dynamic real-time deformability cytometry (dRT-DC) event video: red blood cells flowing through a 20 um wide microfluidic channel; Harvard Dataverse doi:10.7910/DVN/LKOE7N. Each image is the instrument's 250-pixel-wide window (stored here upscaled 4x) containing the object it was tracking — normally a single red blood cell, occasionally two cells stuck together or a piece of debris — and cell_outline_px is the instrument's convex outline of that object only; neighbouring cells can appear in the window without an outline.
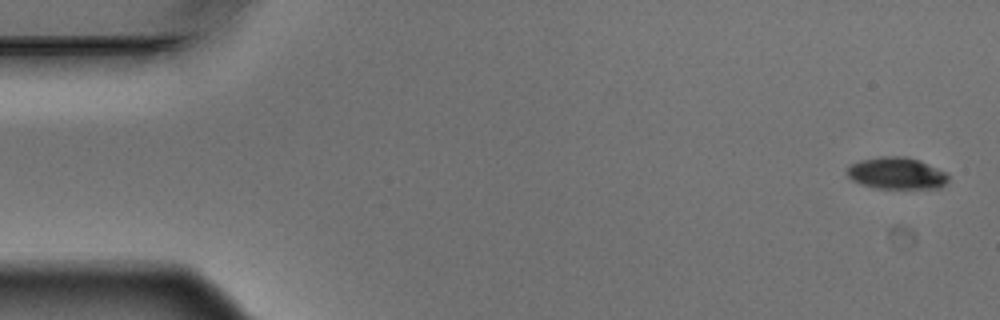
{"species": "Egyptian fruit bat (a non-hibernating species)", "species_latin": "Rousettus aegyptiacus", "temperature_condition": "warm", "stored_images_in_passage": 5, "camera_frame_rate_fps": 3000, "um_per_image_px": 0.085, "animal": {"sex": "male"}, "frame": {"image": 1, "passage_image": 1, "time_ms": 0.0, "image_size_px": [1000, 320], "cell_outline_px": [[948, 180], [940, 188], [876, 188], [852, 180], [848, 176], [848, 168], [852, 164], [860, 160], [880, 156], [904, 156], [920, 160], [948, 172]], "centroid_in_image_um": [76.26, 14.71], "position_along_channel_um": 8.7, "area_um2": 18.73}}
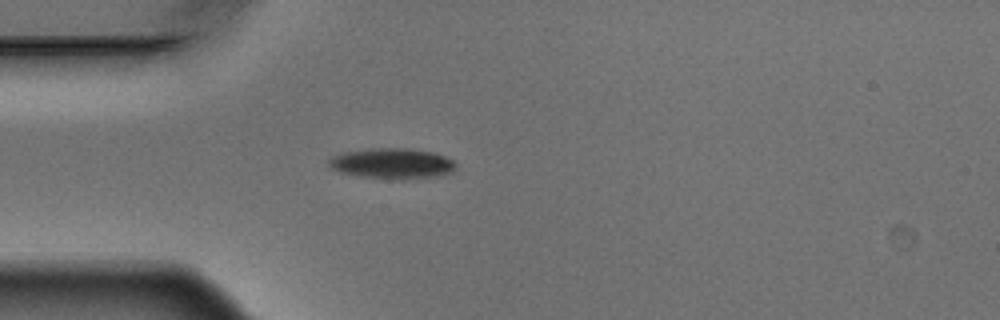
{"frame": {"image": 2, "passage_image": 5, "time_ms": 1.333, "image_size_px": [1000, 320], "cell_outline_px": [[456, 168], [452, 172], [444, 176], [400, 180], [360, 176], [340, 172], [332, 168], [328, 164], [328, 160], [332, 156], [344, 152], [372, 148], [412, 148], [432, 152], [444, 156], [452, 160], [456, 164]], "centroid_in_image_um": [33.38, 13.9], "position_along_channel_um": 51.6, "area_um2": 22.89}}